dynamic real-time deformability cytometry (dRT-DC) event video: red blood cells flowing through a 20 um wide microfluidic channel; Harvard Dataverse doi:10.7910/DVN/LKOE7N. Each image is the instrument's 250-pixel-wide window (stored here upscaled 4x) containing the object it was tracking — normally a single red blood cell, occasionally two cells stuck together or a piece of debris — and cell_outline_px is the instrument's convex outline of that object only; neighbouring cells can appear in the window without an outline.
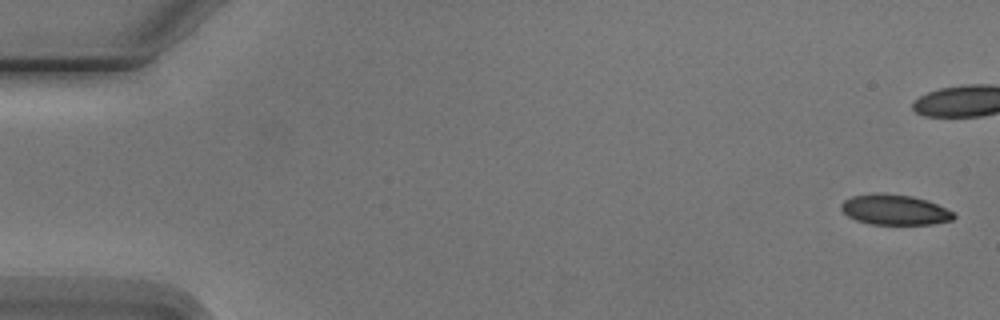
{"species": "Egyptian fruit bat (a non-hibernating species)", "species_latin": "Rousettus aegyptiacus", "temperature_condition": "cold", "stored_images_in_passage": 7, "camera_frame_rate_fps": 3000, "um_per_image_px": 0.085, "animal": {"sex": "male"}, "frame": {"image": 1, "passage_image": 1, "time_ms": 0.0, "image_size_px": [1000, 320], "cell_outline_px": [[956, 216], [952, 220], [932, 224], [872, 224], [856, 220], [848, 216], [840, 208], [840, 204], [844, 200], [852, 196], [872, 192], [880, 192], [912, 196], [928, 200], [956, 212]], "centroid_in_image_um": [76.06, 17.81], "position_along_channel_um": 8.9, "area_um2": 20.17}}